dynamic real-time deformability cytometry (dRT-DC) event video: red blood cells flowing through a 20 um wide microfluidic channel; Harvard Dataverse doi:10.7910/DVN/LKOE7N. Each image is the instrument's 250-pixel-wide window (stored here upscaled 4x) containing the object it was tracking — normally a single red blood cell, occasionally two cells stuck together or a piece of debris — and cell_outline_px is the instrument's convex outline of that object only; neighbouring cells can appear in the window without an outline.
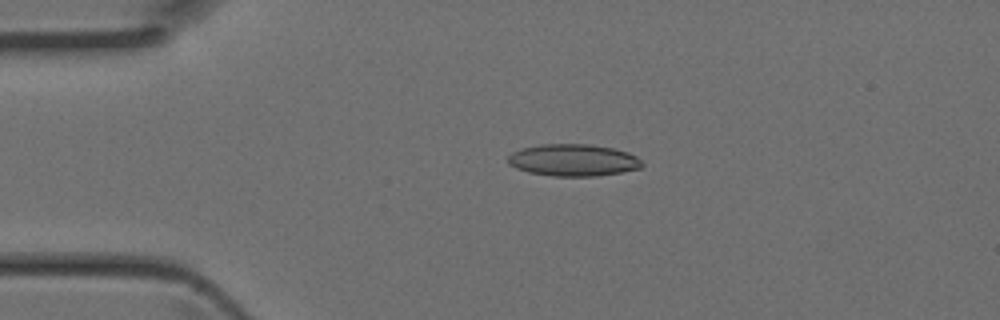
{"species": "Egyptian fruit bat (a non-hibernating species)", "species_latin": "Rousettus aegyptiacus", "temperature_condition": "room temperature", "stored_images_in_passage": 44, "camera_frame_rate_fps": 3000, "um_per_image_px": 0.085, "animal": {"sex": "female"}, "frame": {"image": 1, "passage_image": 10, "time_ms": 3.0, "image_size_px": [1000, 320], "cell_outline_px": [[644, 164], [640, 168], [620, 172], [596, 176], [552, 176], [528, 172], [516, 168], [508, 164], [508, 156], [512, 152], [520, 148], [540, 144], [592, 144], [612, 148], [628, 152], [636, 156]], "centroid_in_image_um": [48.7, 13.6], "position_along_channel_um": 36.3, "area_um2": 25.09}}
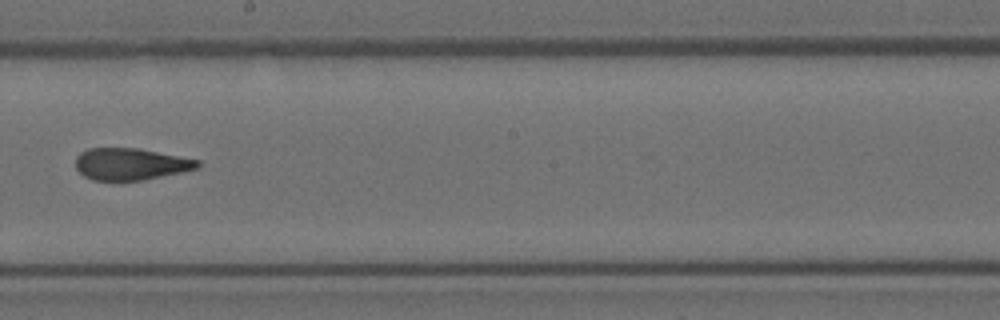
{"frame": {"image": 2, "passage_image": 25, "time_ms": 8.0, "image_size_px": [1000, 320], "cell_outline_px": [[200, 168], [144, 180], [92, 180], [84, 176], [76, 168], [76, 156], [80, 152], [88, 148], [136, 148], [200, 160]], "centroid_in_image_um": [11.1, 13.94], "position_along_channel_um": 237.1, "area_um2": 22.6}}
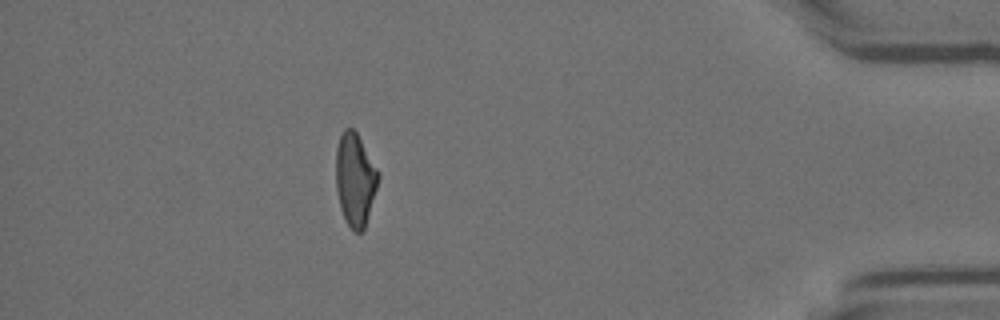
{"frame": {"image": 3, "passage_image": 39, "time_ms": 12.667, "image_size_px": [1000, 320], "cell_outline_px": [[380, 176], [364, 228], [360, 232], [352, 232], [340, 208], [336, 188], [336, 148], [340, 136], [344, 128], [352, 128], [356, 132], [380, 172]], "centroid_in_image_um": [30.18, 15.24], "position_along_channel_um": 405.0, "area_um2": 22.77}}